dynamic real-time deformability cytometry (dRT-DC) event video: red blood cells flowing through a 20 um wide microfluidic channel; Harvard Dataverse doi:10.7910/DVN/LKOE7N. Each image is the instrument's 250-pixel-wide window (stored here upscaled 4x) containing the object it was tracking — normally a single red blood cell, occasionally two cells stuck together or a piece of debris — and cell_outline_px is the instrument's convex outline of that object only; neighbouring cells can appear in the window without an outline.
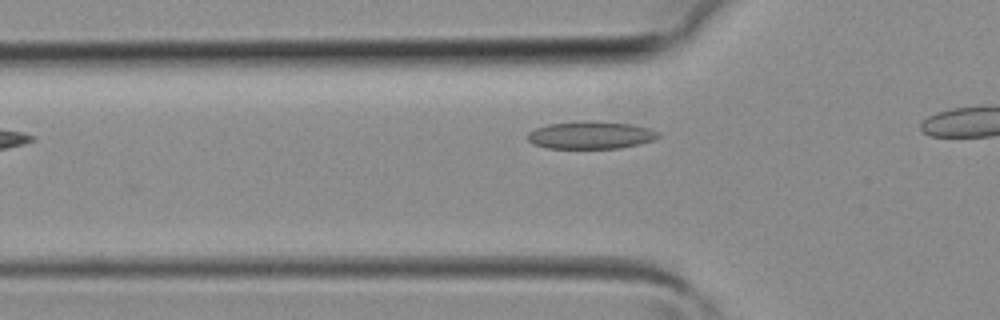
{"species": "common noctule bat (a hibernating species)", "species_latin": "Nyctalus noctula", "temperature_condition": "room temperature", "stored_images_in_passage": 5, "camera_frame_rate_fps": 3000, "um_per_image_px": 0.085, "animal": {"sex": "female", "body_mass_g": 19.3, "forearm_length_mm": 54.1}, "frame": {"image": 1, "passage_image": 3, "time_ms": 0.667, "image_size_px": [1000, 320], "cell_outline_px": [[660, 136], [656, 140], [640, 144], [620, 148], [544, 148], [532, 144], [528, 140], [528, 132], [536, 128], [548, 124], [588, 120], [592, 120], [632, 124], [648, 128], [660, 132]], "centroid_in_image_um": [50.24, 11.48], "position_along_channel_um": 75.6, "area_um2": 21.27}}